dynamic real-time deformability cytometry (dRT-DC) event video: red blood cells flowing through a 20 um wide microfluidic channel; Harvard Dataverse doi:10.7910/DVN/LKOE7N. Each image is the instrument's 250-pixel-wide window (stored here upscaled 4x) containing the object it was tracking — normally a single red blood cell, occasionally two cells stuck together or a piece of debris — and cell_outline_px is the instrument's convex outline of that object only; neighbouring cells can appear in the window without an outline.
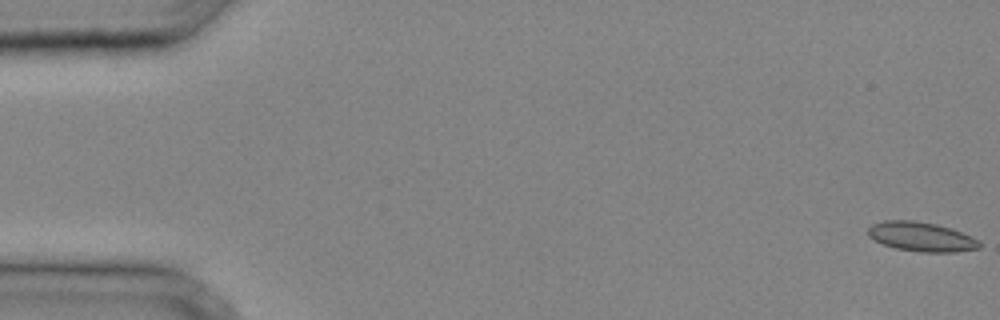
{"species": "common noctule bat (a hibernating species)", "species_latin": "Nyctalus noctula", "temperature_condition": "cold", "stored_images_in_passage": 37, "camera_frame_rate_fps": 3000, "um_per_image_px": 0.085, "animal": {"sex": "male", "body_mass_g": 20.4}, "frame": {"image": 1, "passage_image": 1, "time_ms": 0.0, "image_size_px": [1000, 320], "cell_outline_px": [[980, 248], [956, 252], [920, 252], [896, 248], [884, 244], [868, 236], [868, 228], [872, 224], [884, 220], [916, 220], [936, 224], [952, 228], [972, 236], [980, 240]], "centroid_in_image_um": [78.34, 20.11], "position_along_channel_um": 6.7, "area_um2": 19.19}}
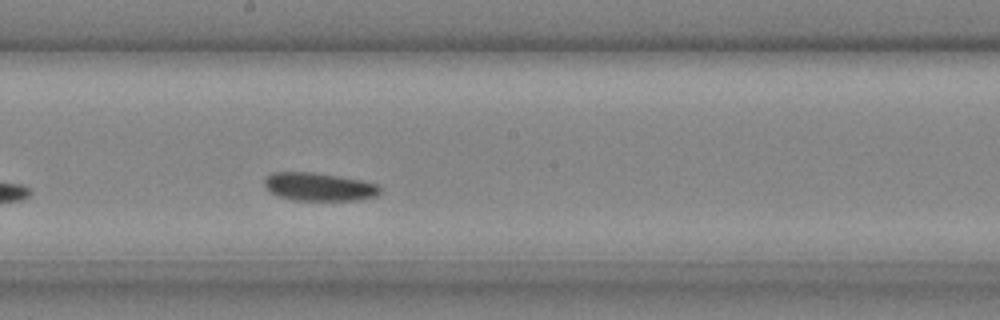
{"frame": {"image": 2, "passage_image": 22, "time_ms": 7.0, "image_size_px": [1000, 320], "cell_outline_px": [[380, 192], [376, 196], [360, 200], [292, 200], [276, 196], [268, 192], [264, 188], [264, 180], [272, 172], [312, 172], [360, 180], [380, 184]], "centroid_in_image_um": [27.08, 15.89], "position_along_channel_um": 221.1, "area_um2": 19.13}}
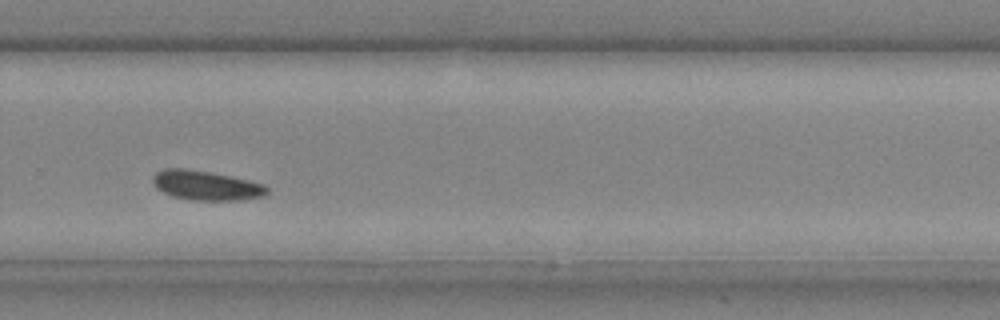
{"frame": {"image": 3, "passage_image": 27, "time_ms": 8.667, "image_size_px": [1000, 320], "cell_outline_px": [[268, 192], [264, 196], [240, 200], [188, 200], [172, 196], [156, 188], [152, 180], [152, 176], [156, 172], [164, 168], [188, 168], [212, 172], [248, 180], [264, 184], [268, 188]], "centroid_in_image_um": [17.5, 15.75], "position_along_channel_um": 312.3, "area_um2": 19.83}}